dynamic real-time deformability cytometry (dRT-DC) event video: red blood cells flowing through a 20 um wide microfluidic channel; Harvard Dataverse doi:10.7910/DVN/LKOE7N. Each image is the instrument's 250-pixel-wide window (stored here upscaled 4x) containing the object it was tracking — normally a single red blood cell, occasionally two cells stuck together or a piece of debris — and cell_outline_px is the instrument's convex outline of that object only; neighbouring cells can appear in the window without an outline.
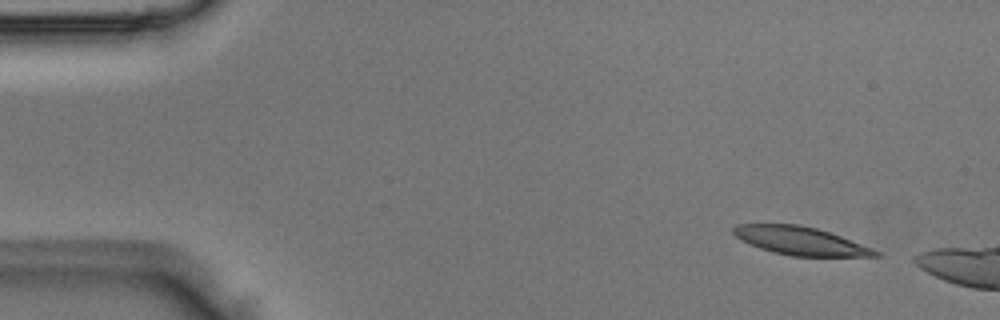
{"species": "Egyptian fruit bat (a non-hibernating species)", "species_latin": "Rousettus aegyptiacus", "temperature_condition": "room temperature", "stored_images_in_passage": 4, "camera_frame_rate_fps": 3000, "um_per_image_px": 0.085, "animal": {"sex": "male"}, "frame": {"image": 1, "passage_image": 2, "time_ms": 0.333, "image_size_px": [1000, 320], "cell_outline_px": [[884, 256], [792, 256], [772, 252], [760, 248], [736, 236], [732, 232], [732, 228], [736, 224], [800, 224], [816, 228], [840, 236], [872, 248], [880, 252]], "centroid_in_image_um": [68.04, 20.47], "position_along_channel_um": 17.0, "area_um2": 23.06}}